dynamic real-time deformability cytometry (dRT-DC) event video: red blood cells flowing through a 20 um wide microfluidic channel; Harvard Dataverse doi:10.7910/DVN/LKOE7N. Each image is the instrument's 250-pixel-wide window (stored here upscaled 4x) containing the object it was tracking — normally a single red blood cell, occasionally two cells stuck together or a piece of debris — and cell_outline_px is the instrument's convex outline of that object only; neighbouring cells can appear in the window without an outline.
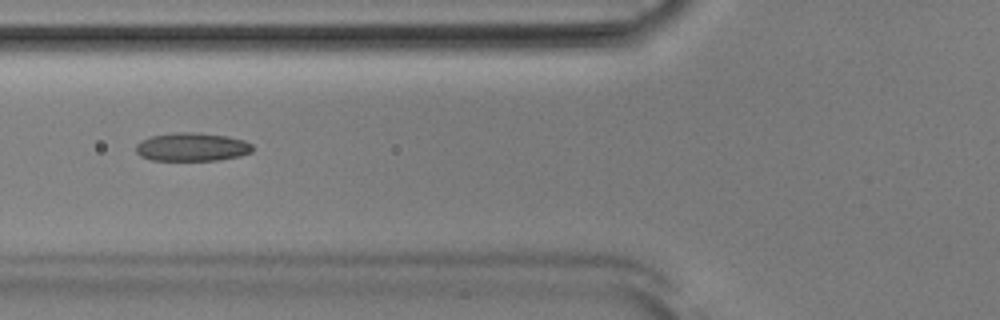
{"species": "Egyptian fruit bat (a non-hibernating species)", "species_latin": "Rousettus aegyptiacus", "temperature_condition": "room temperature", "stored_images_in_passage": 52, "camera_frame_rate_fps": 3000, "um_per_image_px": 0.085, "animal": {"sex": "male"}, "frame": {"image": 1, "passage_image": 20, "time_ms": 6.333, "image_size_px": [1000, 320], "cell_outline_px": [[252, 152], [240, 156], [220, 160], [152, 160], [140, 156], [136, 152], [136, 144], [140, 140], [152, 136], [172, 132], [200, 132], [228, 136], [244, 140], [252, 144]], "centroid_in_image_um": [16.32, 12.48], "position_along_channel_um": 109.5, "area_um2": 19.54}}
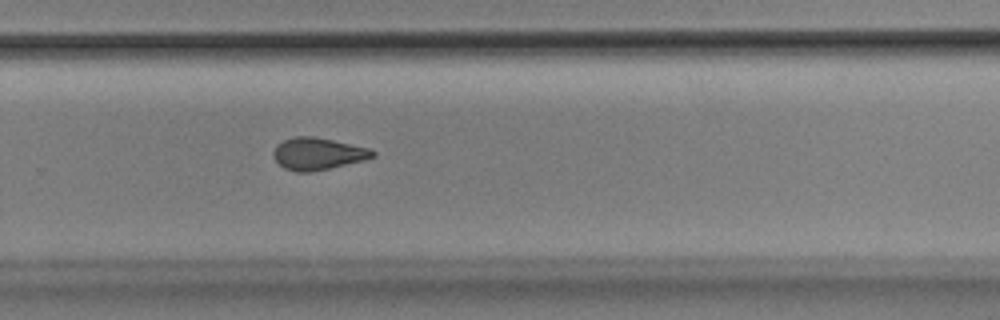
{"frame": {"image": 2, "passage_image": 35, "time_ms": 11.333, "image_size_px": [1000, 320], "cell_outline_px": [[376, 156], [364, 160], [328, 168], [308, 172], [296, 172], [284, 168], [272, 156], [272, 152], [276, 144], [284, 140], [296, 136], [312, 136], [372, 148], [376, 152]], "centroid_in_image_um": [27.02, 13.06], "position_along_channel_um": 302.8, "area_um2": 18.55}}
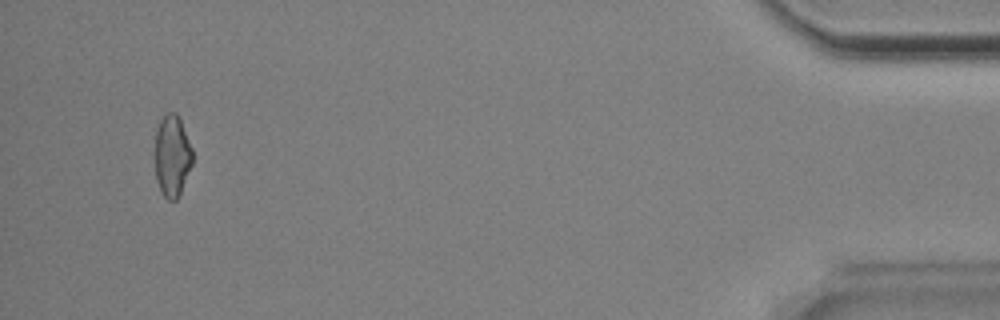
{"frame": {"image": 3, "passage_image": 50, "time_ms": 16.333, "image_size_px": [1000, 320], "cell_outline_px": [[192, 164], [180, 192], [176, 200], [168, 200], [160, 192], [156, 180], [156, 132], [160, 120], [168, 112], [176, 112], [180, 120], [192, 148]], "centroid_in_image_um": [14.63, 13.26], "position_along_channel_um": 420.6, "area_um2": 17.57}, "authors_computed_cell_mechanics": {"area_um2": 18.6405, "velocity_mm_per_s": 3.8689, "shape_relaxation_time_tau1_ms": null, "shape_relaxation_time_tau2_ms": 4.0689, "deformation_change_tau1": null, "deformation_change_tau2": 0.1061}}